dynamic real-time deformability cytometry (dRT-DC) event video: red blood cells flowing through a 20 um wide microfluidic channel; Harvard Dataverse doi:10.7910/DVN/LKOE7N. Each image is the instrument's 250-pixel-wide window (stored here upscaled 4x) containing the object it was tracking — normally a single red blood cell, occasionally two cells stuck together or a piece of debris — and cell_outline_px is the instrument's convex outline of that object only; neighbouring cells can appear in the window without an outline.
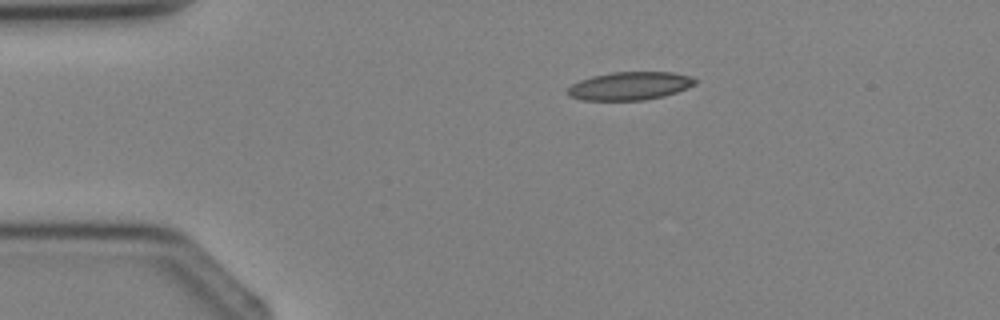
{"species": "Egyptian fruit bat (a non-hibernating species)", "species_latin": "Rousettus aegyptiacus", "temperature_condition": "cold", "stored_images_in_passage": 3, "camera_frame_rate_fps": 3000, "um_per_image_px": 0.085, "animal": {"sex": "female"}, "frame": {"image": 1, "passage_image": 1, "time_ms": 0.0, "image_size_px": [1000, 320], "cell_outline_px": [[700, 80], [696, 84], [688, 88], [664, 96], [644, 100], [580, 100], [568, 96], [568, 88], [572, 84], [580, 80], [592, 76], [612, 72], [672, 72], [692, 76]], "centroid_in_image_um": [53.57, 7.3], "position_along_channel_um": 31.4, "area_um2": 21.1}}
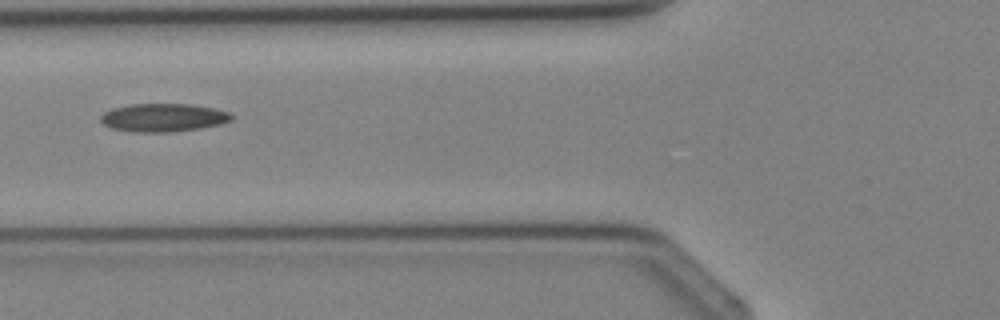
{"frame": {"image": 2, "passage_image": 3, "time_ms": 2.333, "image_size_px": [1000, 320], "cell_outline_px": [[232, 120], [220, 124], [200, 128], [172, 132], [132, 132], [112, 128], [104, 124], [100, 120], [100, 116], [104, 112], [112, 108], [132, 104], [192, 104], [212, 108], [228, 112], [232, 116]], "centroid_in_image_um": [13.85, 10.0], "position_along_channel_um": 111.9, "area_um2": 21.44}}